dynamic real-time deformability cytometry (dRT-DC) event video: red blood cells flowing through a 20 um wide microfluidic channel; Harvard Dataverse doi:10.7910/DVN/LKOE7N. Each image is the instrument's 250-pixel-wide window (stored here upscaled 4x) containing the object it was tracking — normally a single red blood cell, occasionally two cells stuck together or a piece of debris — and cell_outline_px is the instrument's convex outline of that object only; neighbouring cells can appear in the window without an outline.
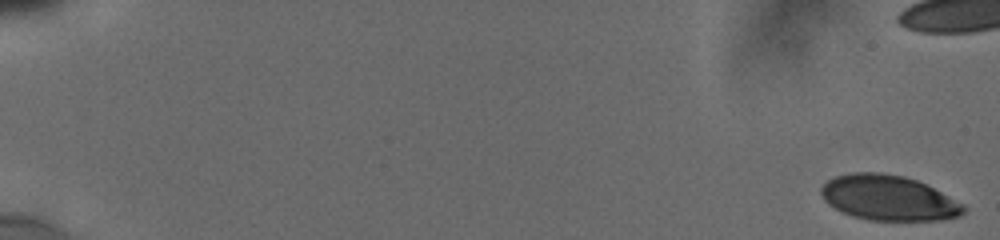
{"species": "human", "species_latin": "Homo sapiens", "temperature_condition": "cold", "stored_images_in_passage": 22, "segment_of_instrument_passage": [1, 2], "camera_frame_rate_fps": 3000, "um_per_image_px": 0.085, "donor": {"sex": "male"}, "frame": {"image": 1, "passage_image": 1, "time_ms": 0.0, "image_size_px": [1000, 240], "cell_outline_px": [[964, 212], [956, 216], [940, 220], [868, 220], [852, 216], [828, 204], [824, 200], [820, 192], [820, 188], [828, 180], [836, 176], [852, 172], [880, 172], [904, 176], [916, 180], [964, 204]], "centroid_in_image_um": [75.48, 16.81], "position_along_channel_um": 9.5, "area_um2": 37.11}}
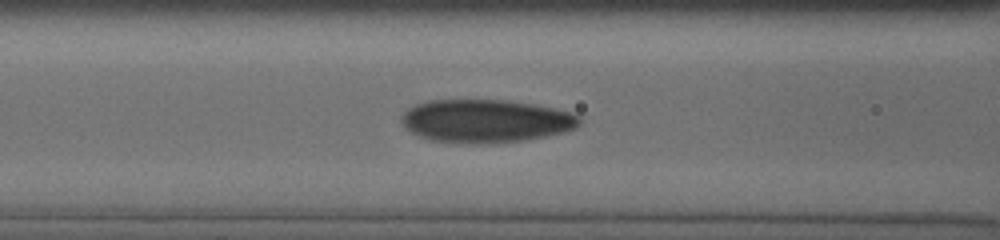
{"frame": {"image": 2, "passage_image": 20, "time_ms": 8.333, "image_size_px": [1000, 240], "cell_outline_px": [[580, 124], [576, 128], [564, 132], [544, 136], [520, 140], [480, 144], [468, 144], [432, 140], [420, 136], [412, 132], [400, 120], [400, 116], [408, 108], [416, 104], [428, 100], [508, 100], [532, 104], [552, 108], [568, 112], [580, 116]], "centroid_in_image_um": [41.27, 10.28], "position_along_channel_um": 125.3, "area_um2": 44.45}}